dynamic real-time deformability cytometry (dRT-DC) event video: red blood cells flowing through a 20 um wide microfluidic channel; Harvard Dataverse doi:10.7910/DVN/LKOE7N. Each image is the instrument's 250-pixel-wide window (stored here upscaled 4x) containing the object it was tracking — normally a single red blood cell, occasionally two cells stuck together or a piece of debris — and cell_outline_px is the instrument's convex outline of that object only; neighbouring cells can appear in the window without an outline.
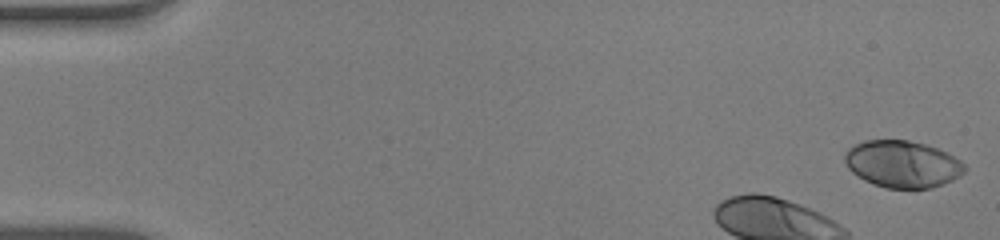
{"species": "human", "species_latin": "Homo sapiens", "temperature_condition": "warm", "stored_images_in_passage": 16, "camera_frame_rate_fps": 3000, "um_per_image_px": 0.085, "donor": {"sex": "male"}, "frame": {"image": 1, "passage_image": 1, "time_ms": 0.0, "image_size_px": [1000, 240], "cell_outline_px": [[968, 168], [960, 176], [952, 180], [928, 188], [884, 188], [872, 184], [864, 180], [852, 172], [848, 168], [844, 160], [844, 152], [848, 148], [864, 140], [908, 140], [924, 144], [948, 152], [960, 160]], "centroid_in_image_um": [76.69, 13.94], "position_along_channel_um": 8.3, "area_um2": 32.89}}
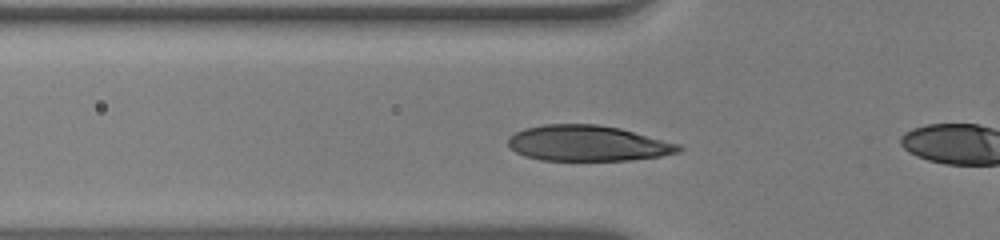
{"frame": {"image": 2, "passage_image": 14, "time_ms": 4.333, "image_size_px": [1000, 240], "cell_outline_px": [[684, 148], [680, 152], [660, 156], [628, 160], [540, 160], [524, 156], [516, 152], [508, 144], [508, 136], [524, 128], [544, 124], [596, 124], [620, 128], [680, 144]], "centroid_in_image_um": [49.95, 12.18], "position_along_channel_um": 75.8, "area_um2": 35.49}}